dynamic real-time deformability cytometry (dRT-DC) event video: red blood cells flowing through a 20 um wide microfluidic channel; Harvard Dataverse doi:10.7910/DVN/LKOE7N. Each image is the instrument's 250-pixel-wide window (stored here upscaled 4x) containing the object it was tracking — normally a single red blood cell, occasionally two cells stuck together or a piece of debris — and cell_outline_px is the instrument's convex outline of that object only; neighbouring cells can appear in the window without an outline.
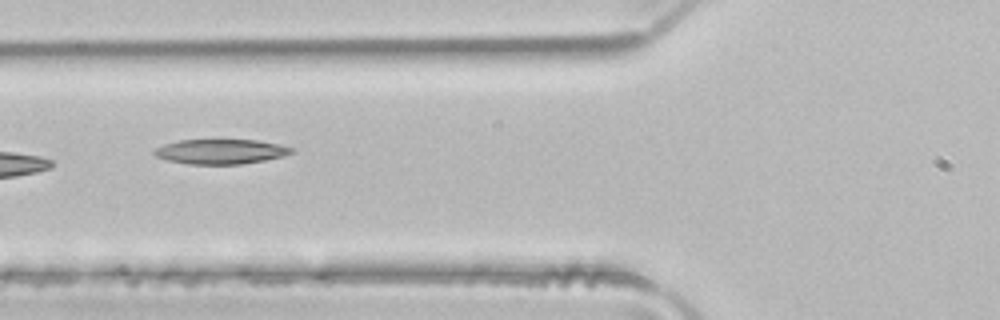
{"species": "common noctule bat (a hibernating species)", "species_latin": "Nyctalus noctula", "temperature_condition": "room temperature", "stored_images_in_passage": 2, "camera_frame_rate_fps": 3000, "um_per_image_px": 0.085, "animal": {"sex": "male", "body_mass_g": 21.5, "forearm_length_mm": 52.0}, "frame": {"image": 1, "passage_image": 2, "time_ms": 0.333, "image_size_px": [1000, 320], "cell_outline_px": [[296, 152], [284, 156], [264, 160], [240, 164], [188, 164], [168, 160], [156, 156], [152, 152], [156, 148], [164, 144], [180, 140], [256, 140], [280, 144], [296, 148]], "centroid_in_image_um": [18.82, 12.88], "position_along_channel_um": 107.0, "area_um2": 19.88}}